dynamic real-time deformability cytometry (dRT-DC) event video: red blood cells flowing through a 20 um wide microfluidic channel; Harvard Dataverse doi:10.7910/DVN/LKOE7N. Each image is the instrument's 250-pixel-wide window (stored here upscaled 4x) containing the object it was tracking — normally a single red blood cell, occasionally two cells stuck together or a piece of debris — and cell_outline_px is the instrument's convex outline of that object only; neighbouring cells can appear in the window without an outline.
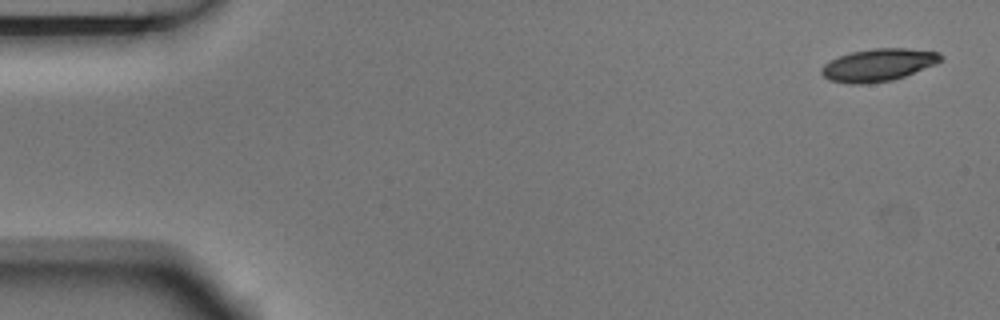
{"species": "Egyptian fruit bat (a non-hibernating species)", "species_latin": "Rousettus aegyptiacus", "temperature_condition": "room temperature", "stored_images_in_passage": 6, "camera_frame_rate_fps": 3000, "um_per_image_px": 0.085, "animal": {"sex": "male"}, "frame": {"image": 1, "passage_image": 1, "time_ms": 0.0, "image_size_px": [1000, 320], "cell_outline_px": [[944, 60], [936, 64], [904, 76], [892, 80], [868, 84], [848, 84], [828, 80], [820, 72], [820, 68], [824, 64], [840, 56], [852, 52], [872, 48], [908, 48], [940, 52], [944, 56]], "centroid_in_image_um": [74.68, 5.52], "position_along_channel_um": 10.3, "area_um2": 22.77}}
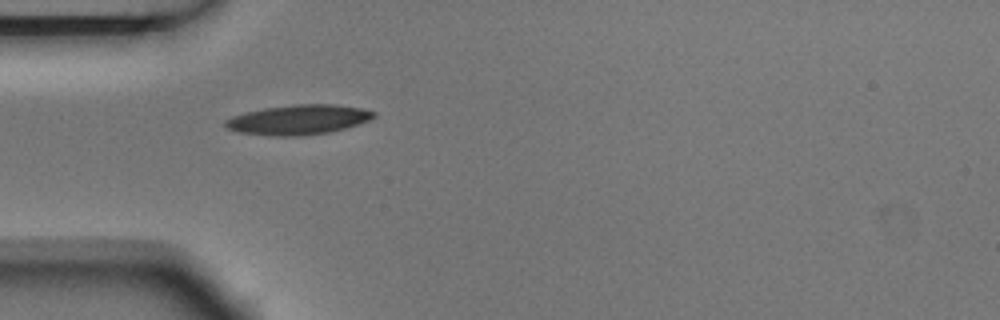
{"frame": {"image": 2, "passage_image": 5, "time_ms": 1.333, "image_size_px": [1000, 320], "cell_outline_px": [[376, 116], [368, 120], [344, 128], [328, 132], [300, 136], [272, 136], [240, 132], [228, 128], [224, 124], [224, 120], [232, 116], [264, 108], [296, 104], [336, 104], [360, 108], [376, 112]], "centroid_in_image_um": [25.36, 10.17], "position_along_channel_um": 59.6, "area_um2": 25.49}}
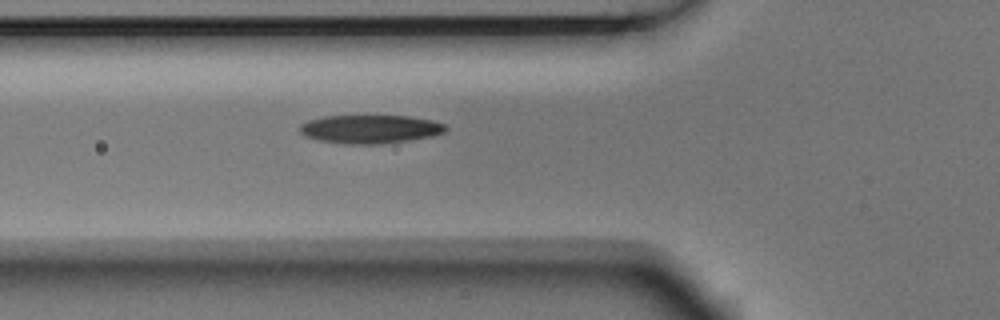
{"frame": {"image": 3, "passage_image": 6, "time_ms": 1.667, "image_size_px": [1000, 320], "cell_outline_px": [[448, 128], [444, 132], [432, 136], [408, 140], [380, 144], [344, 144], [320, 140], [304, 136], [300, 132], [300, 124], [308, 120], [324, 116], [408, 116], [432, 120], [444, 124]], "centroid_in_image_um": [31.45, 10.97], "position_along_channel_um": 94.4, "area_um2": 24.16}}